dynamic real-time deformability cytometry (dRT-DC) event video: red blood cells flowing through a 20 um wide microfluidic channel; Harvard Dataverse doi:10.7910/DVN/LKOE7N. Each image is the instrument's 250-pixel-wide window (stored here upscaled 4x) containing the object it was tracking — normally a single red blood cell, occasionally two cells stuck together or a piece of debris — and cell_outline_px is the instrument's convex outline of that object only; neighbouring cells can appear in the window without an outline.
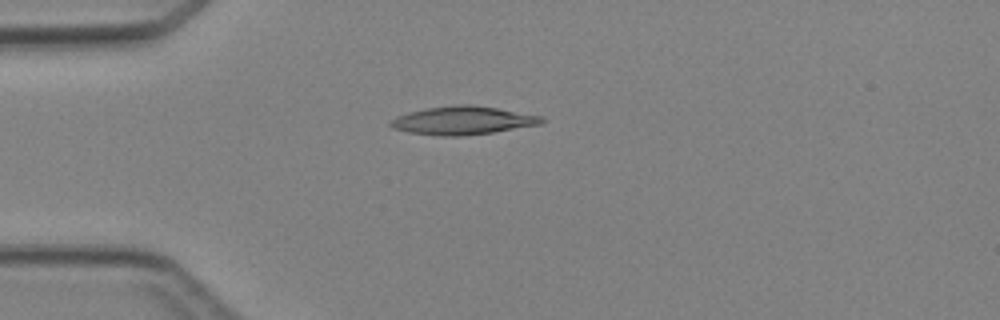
{"species": "Egyptian fruit bat (a non-hibernating species)", "species_latin": "Rousettus aegyptiacus", "temperature_condition": "cold", "stored_images_in_passage": 5, "camera_frame_rate_fps": 3000, "um_per_image_px": 0.085, "animal": {"sex": "female"}, "frame": {"image": 1, "passage_image": 4, "time_ms": 3.667, "image_size_px": [1000, 320], "cell_outline_px": [[544, 120], [540, 124], [492, 132], [460, 136], [440, 136], [408, 132], [392, 128], [388, 124], [388, 120], [396, 116], [408, 112], [424, 108], [456, 104], [472, 104], [544, 116]], "centroid_in_image_um": [39.27, 10.23], "position_along_channel_um": 45.7, "area_um2": 25.03}}